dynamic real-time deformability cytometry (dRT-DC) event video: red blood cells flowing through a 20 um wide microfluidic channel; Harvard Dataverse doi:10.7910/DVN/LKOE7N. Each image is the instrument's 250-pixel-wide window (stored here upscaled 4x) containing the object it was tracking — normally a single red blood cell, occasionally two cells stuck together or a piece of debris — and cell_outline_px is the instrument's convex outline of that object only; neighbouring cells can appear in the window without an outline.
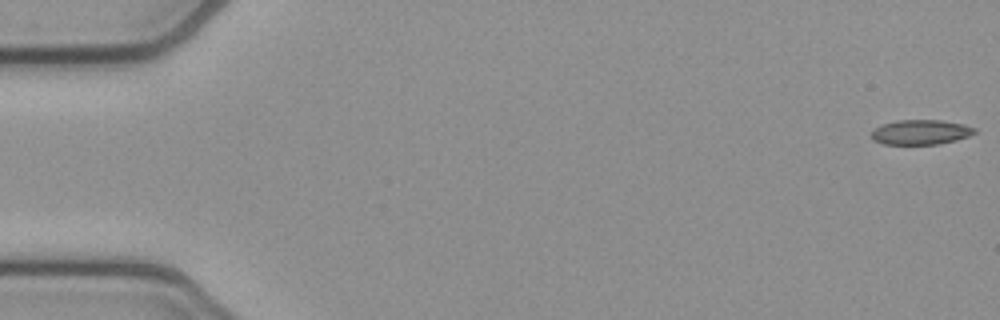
{"species": "common noctule bat (a hibernating species)", "species_latin": "Nyctalus noctula", "temperature_condition": "cold", "stored_images_in_passage": 17, "camera_frame_rate_fps": 3000, "um_per_image_px": 0.085, "animal": {"sex": "female", "body_mass_g": 21.9}, "frame": {"image": 1, "passage_image": 1, "time_ms": 0.0, "image_size_px": [1000, 320], "cell_outline_px": [[976, 132], [968, 136], [956, 140], [940, 144], [884, 144], [872, 140], [872, 128], [880, 124], [896, 120], [940, 120], [964, 124], [976, 128]], "centroid_in_image_um": [78.23, 11.23], "position_along_channel_um": 6.8, "area_um2": 15.09}}
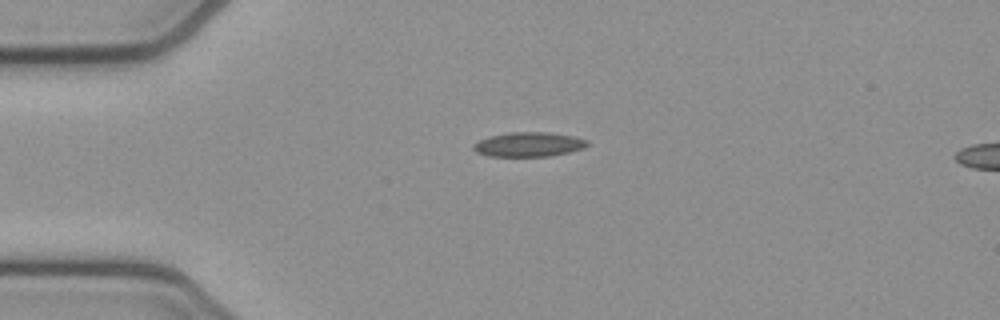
{"frame": {"image": 2, "passage_image": 13, "time_ms": 4.0, "image_size_px": [1000, 320], "cell_outline_px": [[588, 144], [584, 148], [568, 152], [548, 156], [488, 156], [476, 152], [472, 148], [472, 144], [488, 136], [508, 132], [548, 132], [576, 136], [588, 140]], "centroid_in_image_um": [44.93, 12.26], "position_along_channel_um": 40.1, "area_um2": 16.36}}